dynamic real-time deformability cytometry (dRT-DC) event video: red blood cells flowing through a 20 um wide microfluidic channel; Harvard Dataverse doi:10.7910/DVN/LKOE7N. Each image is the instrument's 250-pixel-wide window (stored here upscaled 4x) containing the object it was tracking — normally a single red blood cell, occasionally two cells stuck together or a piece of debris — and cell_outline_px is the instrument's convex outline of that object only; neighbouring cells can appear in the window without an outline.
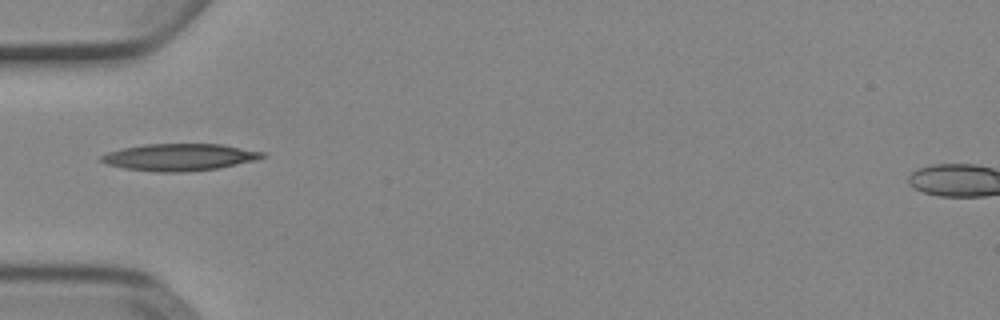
{"species": "Egyptian fruit bat (a non-hibernating species)", "species_latin": "Rousettus aegyptiacus", "temperature_condition": "cold", "stored_images_in_passage": 5, "camera_frame_rate_fps": 3000, "um_per_image_px": 0.085, "animal": {"sex": "female"}, "frame": {"image": 1, "passage_image": 4, "time_ms": 1.0, "image_size_px": [1000, 320], "cell_outline_px": [[264, 156], [256, 160], [216, 168], [188, 172], [156, 172], [124, 168], [108, 164], [100, 160], [100, 156], [108, 152], [124, 148], [144, 144], [220, 144], [264, 152]], "centroid_in_image_um": [15.23, 13.36], "position_along_channel_um": 69.8, "area_um2": 25.09}}
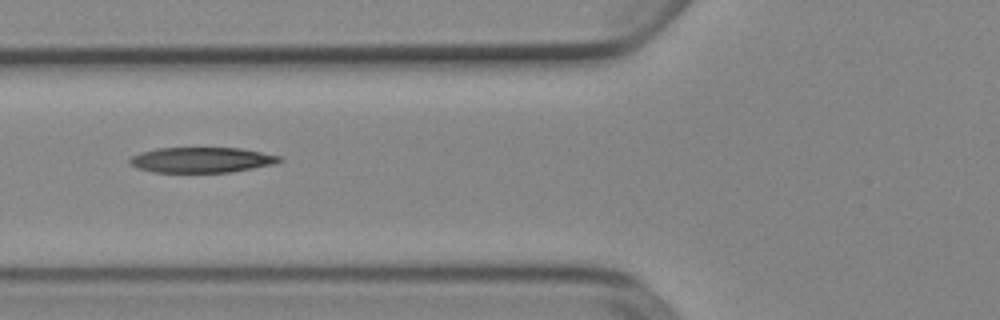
{"frame": {"image": 2, "passage_image": 5, "time_ms": 1.333, "image_size_px": [1000, 320], "cell_outline_px": [[284, 160], [276, 164], [232, 172], [152, 172], [136, 168], [128, 164], [128, 160], [132, 156], [140, 152], [156, 148], [240, 148], [280, 156]], "centroid_in_image_um": [17.11, 13.6], "position_along_channel_um": 108.7, "area_um2": 22.31}}